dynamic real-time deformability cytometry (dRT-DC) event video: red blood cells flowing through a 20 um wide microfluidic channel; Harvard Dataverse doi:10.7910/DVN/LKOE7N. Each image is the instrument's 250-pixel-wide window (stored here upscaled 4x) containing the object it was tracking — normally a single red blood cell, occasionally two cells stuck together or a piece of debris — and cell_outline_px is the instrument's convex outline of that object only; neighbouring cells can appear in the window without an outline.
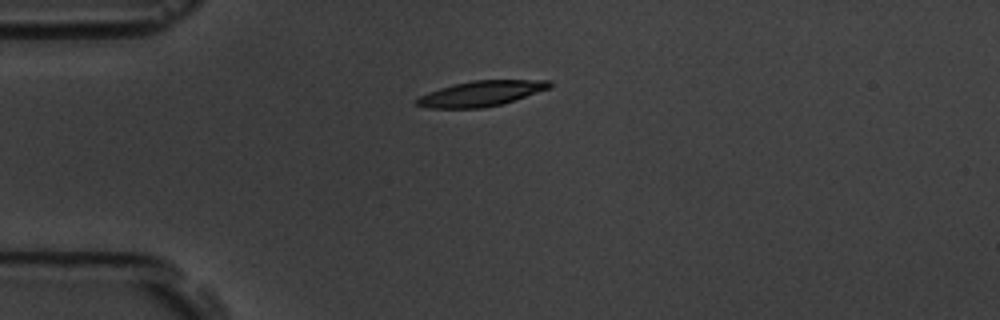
{"species": "common noctule bat (a hibernating species)", "species_latin": "Nyctalus noctula", "temperature_condition": "room temperature", "stored_images_in_passage": 12, "camera_frame_rate_fps": 3000, "um_per_image_px": 0.085, "animal": {"sex": "male", "body_mass_g": 19.5, "forearm_length_mm": 54.6}, "frame": {"image": 1, "passage_image": 1, "time_ms": 0.0, "image_size_px": [1000, 320], "cell_outline_px": [[552, 84], [548, 88], [500, 104], [484, 108], [428, 108], [412, 104], [412, 100], [428, 92], [440, 88], [472, 80], [552, 80]], "centroid_in_image_um": [40.79, 7.95], "position_along_channel_um": 44.2, "area_um2": 19.42}}
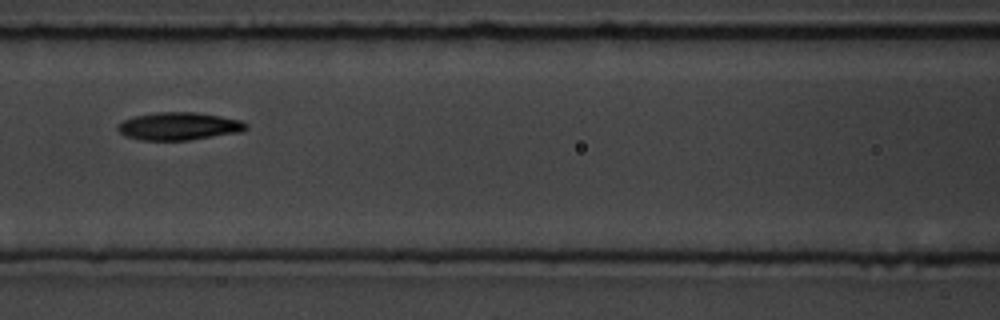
{"frame": {"image": 2, "passage_image": 4, "time_ms": 3.667, "image_size_px": [1000, 320], "cell_outline_px": [[248, 128], [240, 132], [188, 140], [140, 140], [124, 136], [116, 128], [116, 124], [124, 120], [136, 116], [156, 112], [196, 112], [220, 116], [240, 120], [248, 124]], "centroid_in_image_um": [15.18, 10.73], "position_along_channel_um": 151.4, "area_um2": 20.75}}
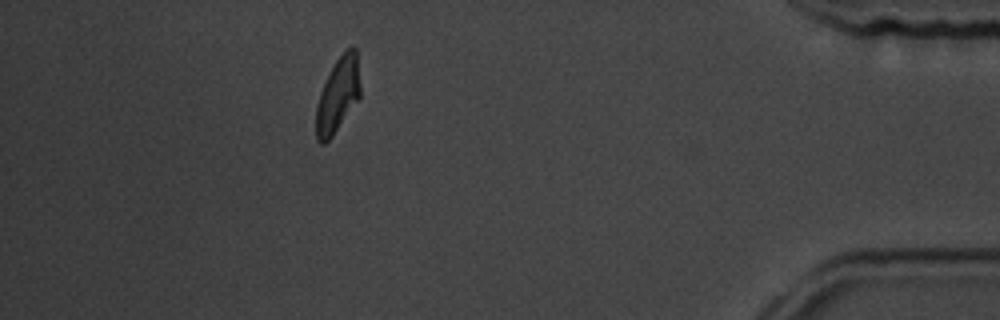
{"frame": {"image": 3, "passage_image": 11, "time_ms": 12.333, "image_size_px": [1000, 320], "cell_outline_px": [[360, 96], [332, 136], [324, 144], [320, 144], [316, 140], [316, 104], [320, 92], [336, 60], [348, 48], [356, 48], [360, 88]], "centroid_in_image_um": [28.7, 8.11], "position_along_channel_um": 406.5, "area_um2": 18.79}, "authors_computed_cell_mechanics": {"area_um2": 19.652, "velocity_mm_per_s": 3.5332, "shape_relaxation_time_tau1_ms": 3.3592, "shape_relaxation_time_tau2_ms": 8.4041, "deformation_change_tau1": 0.1403, "deformation_change_tau2": 0.1331}}